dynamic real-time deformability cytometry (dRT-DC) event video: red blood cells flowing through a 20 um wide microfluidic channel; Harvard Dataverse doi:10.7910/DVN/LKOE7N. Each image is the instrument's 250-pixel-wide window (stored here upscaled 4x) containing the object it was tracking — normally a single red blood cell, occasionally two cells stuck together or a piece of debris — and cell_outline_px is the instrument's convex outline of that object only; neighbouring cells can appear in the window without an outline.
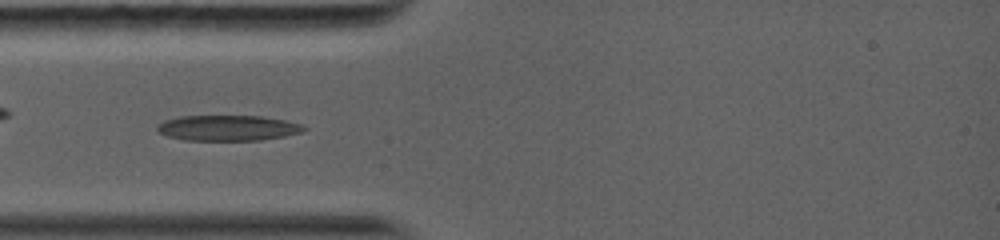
{"species": "common noctule bat (a hibernating species)", "species_latin": "Nyctalus noctula", "temperature_condition": "warm", "stored_images_in_passage": 30, "camera_frame_rate_fps": 5000, "um_per_image_px": 0.085, "animal": {"sex": "female", "body_mass_g": 19.0, "forearm_length_mm": 56.7}, "frame": {"image": 1, "passage_image": 8, "time_ms": 2.8, "image_size_px": [1000, 240], "cell_outline_px": [[308, 128], [304, 132], [284, 136], [260, 140], [184, 140], [168, 136], [160, 132], [156, 128], [156, 124], [164, 120], [180, 116], [260, 116], [284, 120], [300, 124]], "centroid_in_image_um": [19.36, 10.87], "position_along_channel_um": 65.6, "area_um2": 21.79}}
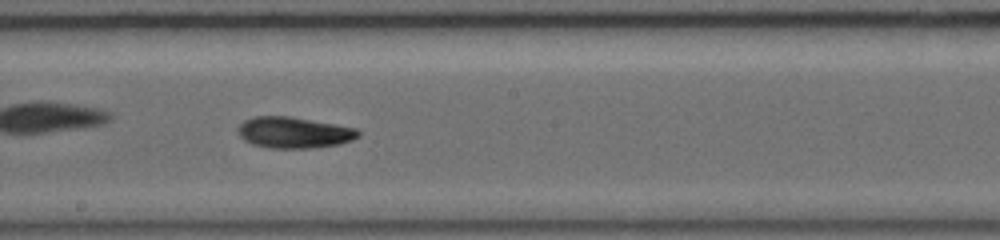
{"frame": {"image": 2, "passage_image": 17, "time_ms": 6.6, "image_size_px": [1000, 240], "cell_outline_px": [[360, 136], [352, 140], [340, 144], [312, 148], [268, 148], [252, 144], [244, 140], [236, 132], [236, 128], [244, 120], [256, 116], [288, 116], [336, 124], [356, 128], [360, 132]], "centroid_in_image_um": [24.97, 11.27], "position_along_channel_um": 223.2, "area_um2": 22.02}}
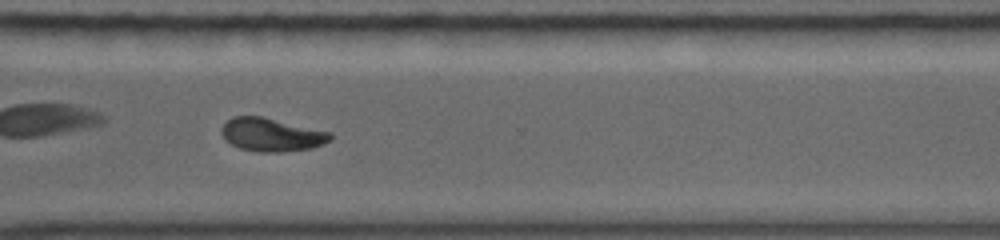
{"frame": {"image": 3, "passage_image": 24, "time_ms": 9.6, "image_size_px": [1000, 240], "cell_outline_px": [[332, 140], [324, 144], [312, 148], [280, 152], [260, 152], [240, 148], [232, 144], [220, 132], [220, 128], [232, 116], [264, 116], [332, 132]], "centroid_in_image_um": [23.12, 11.44], "position_along_channel_um": 347.5, "area_um2": 21.27}, "authors_computed_cell_mechanics": {"area_um2": 21.4149, "velocity_mm_per_s": 4.1426, "shape_relaxation_time_tau1_ms": 4.7301, "shape_relaxation_time_tau2_ms": 2.6817, "deformation_change_tau1": 0.1882, "deformation_change_tau2": 0.0783}}